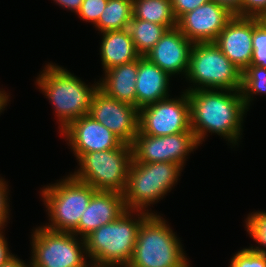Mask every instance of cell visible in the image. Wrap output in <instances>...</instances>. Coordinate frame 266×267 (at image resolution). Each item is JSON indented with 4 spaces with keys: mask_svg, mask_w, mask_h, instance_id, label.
<instances>
[{
    "mask_svg": "<svg viewBox=\"0 0 266 267\" xmlns=\"http://www.w3.org/2000/svg\"><path fill=\"white\" fill-rule=\"evenodd\" d=\"M187 95L191 130L199 145L208 132L226 138L233 146L238 144L243 118L248 111L240 90L200 89L187 91Z\"/></svg>",
    "mask_w": 266,
    "mask_h": 267,
    "instance_id": "6da1fadb",
    "label": "cell"
},
{
    "mask_svg": "<svg viewBox=\"0 0 266 267\" xmlns=\"http://www.w3.org/2000/svg\"><path fill=\"white\" fill-rule=\"evenodd\" d=\"M185 79L194 85L186 92L200 89L241 90L242 87V71L214 42L193 44Z\"/></svg>",
    "mask_w": 266,
    "mask_h": 267,
    "instance_id": "52a82bcc",
    "label": "cell"
},
{
    "mask_svg": "<svg viewBox=\"0 0 266 267\" xmlns=\"http://www.w3.org/2000/svg\"><path fill=\"white\" fill-rule=\"evenodd\" d=\"M262 19L266 22V15Z\"/></svg>",
    "mask_w": 266,
    "mask_h": 267,
    "instance_id": "8d00e7d4",
    "label": "cell"
},
{
    "mask_svg": "<svg viewBox=\"0 0 266 267\" xmlns=\"http://www.w3.org/2000/svg\"><path fill=\"white\" fill-rule=\"evenodd\" d=\"M138 59L105 71L98 83V88L106 95L133 106H136V77Z\"/></svg>",
    "mask_w": 266,
    "mask_h": 267,
    "instance_id": "d6986e66",
    "label": "cell"
},
{
    "mask_svg": "<svg viewBox=\"0 0 266 267\" xmlns=\"http://www.w3.org/2000/svg\"><path fill=\"white\" fill-rule=\"evenodd\" d=\"M8 93L5 92V90H0V113L4 110L5 106H7V103L9 101Z\"/></svg>",
    "mask_w": 266,
    "mask_h": 267,
    "instance_id": "d590c367",
    "label": "cell"
},
{
    "mask_svg": "<svg viewBox=\"0 0 266 267\" xmlns=\"http://www.w3.org/2000/svg\"><path fill=\"white\" fill-rule=\"evenodd\" d=\"M229 267H266V254L243 248L232 256Z\"/></svg>",
    "mask_w": 266,
    "mask_h": 267,
    "instance_id": "4316f807",
    "label": "cell"
},
{
    "mask_svg": "<svg viewBox=\"0 0 266 267\" xmlns=\"http://www.w3.org/2000/svg\"><path fill=\"white\" fill-rule=\"evenodd\" d=\"M61 132L78 160L83 154L118 148L123 142L89 114L70 122Z\"/></svg>",
    "mask_w": 266,
    "mask_h": 267,
    "instance_id": "4fadbf2b",
    "label": "cell"
},
{
    "mask_svg": "<svg viewBox=\"0 0 266 267\" xmlns=\"http://www.w3.org/2000/svg\"><path fill=\"white\" fill-rule=\"evenodd\" d=\"M7 183L0 178V232L6 226V222L9 219V203H8V192ZM8 218V219H7Z\"/></svg>",
    "mask_w": 266,
    "mask_h": 267,
    "instance_id": "4dcf8cb0",
    "label": "cell"
},
{
    "mask_svg": "<svg viewBox=\"0 0 266 267\" xmlns=\"http://www.w3.org/2000/svg\"><path fill=\"white\" fill-rule=\"evenodd\" d=\"M89 115L123 143L131 145L138 134L139 109L106 95L99 88L93 94Z\"/></svg>",
    "mask_w": 266,
    "mask_h": 267,
    "instance_id": "7c38bea8",
    "label": "cell"
},
{
    "mask_svg": "<svg viewBox=\"0 0 266 267\" xmlns=\"http://www.w3.org/2000/svg\"><path fill=\"white\" fill-rule=\"evenodd\" d=\"M133 17L166 26L177 27L171 0H133Z\"/></svg>",
    "mask_w": 266,
    "mask_h": 267,
    "instance_id": "44dd1931",
    "label": "cell"
},
{
    "mask_svg": "<svg viewBox=\"0 0 266 267\" xmlns=\"http://www.w3.org/2000/svg\"><path fill=\"white\" fill-rule=\"evenodd\" d=\"M240 91L244 104L249 109L253 95L266 94V68L250 64L242 72V87Z\"/></svg>",
    "mask_w": 266,
    "mask_h": 267,
    "instance_id": "cb8c5ba5",
    "label": "cell"
},
{
    "mask_svg": "<svg viewBox=\"0 0 266 267\" xmlns=\"http://www.w3.org/2000/svg\"><path fill=\"white\" fill-rule=\"evenodd\" d=\"M163 217L150 214L140 225L127 267H190V262Z\"/></svg>",
    "mask_w": 266,
    "mask_h": 267,
    "instance_id": "277c9868",
    "label": "cell"
},
{
    "mask_svg": "<svg viewBox=\"0 0 266 267\" xmlns=\"http://www.w3.org/2000/svg\"><path fill=\"white\" fill-rule=\"evenodd\" d=\"M133 0H108L98 22L94 25L99 31L124 30L133 17Z\"/></svg>",
    "mask_w": 266,
    "mask_h": 267,
    "instance_id": "7402d4cb",
    "label": "cell"
},
{
    "mask_svg": "<svg viewBox=\"0 0 266 267\" xmlns=\"http://www.w3.org/2000/svg\"><path fill=\"white\" fill-rule=\"evenodd\" d=\"M253 17L234 16L214 43L242 72L251 64Z\"/></svg>",
    "mask_w": 266,
    "mask_h": 267,
    "instance_id": "2e32d148",
    "label": "cell"
},
{
    "mask_svg": "<svg viewBox=\"0 0 266 267\" xmlns=\"http://www.w3.org/2000/svg\"><path fill=\"white\" fill-rule=\"evenodd\" d=\"M132 159V146L122 143L118 148L83 154L72 175L98 191L124 194Z\"/></svg>",
    "mask_w": 266,
    "mask_h": 267,
    "instance_id": "ba28073f",
    "label": "cell"
},
{
    "mask_svg": "<svg viewBox=\"0 0 266 267\" xmlns=\"http://www.w3.org/2000/svg\"><path fill=\"white\" fill-rule=\"evenodd\" d=\"M234 16L213 1L184 14L177 28L193 43L214 42Z\"/></svg>",
    "mask_w": 266,
    "mask_h": 267,
    "instance_id": "5bb4252c",
    "label": "cell"
},
{
    "mask_svg": "<svg viewBox=\"0 0 266 267\" xmlns=\"http://www.w3.org/2000/svg\"><path fill=\"white\" fill-rule=\"evenodd\" d=\"M107 2L108 0H83L77 14L83 21L93 22L92 24L95 25L98 22Z\"/></svg>",
    "mask_w": 266,
    "mask_h": 267,
    "instance_id": "83f0119b",
    "label": "cell"
},
{
    "mask_svg": "<svg viewBox=\"0 0 266 267\" xmlns=\"http://www.w3.org/2000/svg\"><path fill=\"white\" fill-rule=\"evenodd\" d=\"M127 29L140 56H145L168 30L164 25L136 18H132Z\"/></svg>",
    "mask_w": 266,
    "mask_h": 267,
    "instance_id": "603a6c76",
    "label": "cell"
},
{
    "mask_svg": "<svg viewBox=\"0 0 266 267\" xmlns=\"http://www.w3.org/2000/svg\"><path fill=\"white\" fill-rule=\"evenodd\" d=\"M246 222L247 232L260 246H250L253 251L266 254V212L258 211L248 215ZM264 248H263V247Z\"/></svg>",
    "mask_w": 266,
    "mask_h": 267,
    "instance_id": "484cf974",
    "label": "cell"
},
{
    "mask_svg": "<svg viewBox=\"0 0 266 267\" xmlns=\"http://www.w3.org/2000/svg\"><path fill=\"white\" fill-rule=\"evenodd\" d=\"M253 54L251 64L266 68V22L253 17Z\"/></svg>",
    "mask_w": 266,
    "mask_h": 267,
    "instance_id": "d4e9b609",
    "label": "cell"
},
{
    "mask_svg": "<svg viewBox=\"0 0 266 267\" xmlns=\"http://www.w3.org/2000/svg\"><path fill=\"white\" fill-rule=\"evenodd\" d=\"M177 99L165 98L139 109L138 130L150 136H166L191 130L187 92Z\"/></svg>",
    "mask_w": 266,
    "mask_h": 267,
    "instance_id": "30bf717a",
    "label": "cell"
},
{
    "mask_svg": "<svg viewBox=\"0 0 266 267\" xmlns=\"http://www.w3.org/2000/svg\"><path fill=\"white\" fill-rule=\"evenodd\" d=\"M14 255L9 252L7 240L4 237L3 231L0 232V266L6 263Z\"/></svg>",
    "mask_w": 266,
    "mask_h": 267,
    "instance_id": "d6a6232c",
    "label": "cell"
},
{
    "mask_svg": "<svg viewBox=\"0 0 266 267\" xmlns=\"http://www.w3.org/2000/svg\"><path fill=\"white\" fill-rule=\"evenodd\" d=\"M91 185L78 180L72 174L58 183L42 189V200L49 215L48 225L44 227L58 232H73L85 212L94 192Z\"/></svg>",
    "mask_w": 266,
    "mask_h": 267,
    "instance_id": "8992f818",
    "label": "cell"
},
{
    "mask_svg": "<svg viewBox=\"0 0 266 267\" xmlns=\"http://www.w3.org/2000/svg\"><path fill=\"white\" fill-rule=\"evenodd\" d=\"M136 218L133 219V214ZM153 212L126 210L111 223L100 226L85 239L86 256L97 267H127L133 256L137 233L142 222ZM132 215V216H131Z\"/></svg>",
    "mask_w": 266,
    "mask_h": 267,
    "instance_id": "7a4b0ae2",
    "label": "cell"
},
{
    "mask_svg": "<svg viewBox=\"0 0 266 267\" xmlns=\"http://www.w3.org/2000/svg\"><path fill=\"white\" fill-rule=\"evenodd\" d=\"M220 7L226 9L233 16L241 17V3L242 0H211Z\"/></svg>",
    "mask_w": 266,
    "mask_h": 267,
    "instance_id": "1f68e13d",
    "label": "cell"
},
{
    "mask_svg": "<svg viewBox=\"0 0 266 267\" xmlns=\"http://www.w3.org/2000/svg\"><path fill=\"white\" fill-rule=\"evenodd\" d=\"M131 146L135 162H171L184 167L186 156L197 149L199 144L193 131L157 137L145 135L138 130Z\"/></svg>",
    "mask_w": 266,
    "mask_h": 267,
    "instance_id": "8fae6325",
    "label": "cell"
},
{
    "mask_svg": "<svg viewBox=\"0 0 266 267\" xmlns=\"http://www.w3.org/2000/svg\"><path fill=\"white\" fill-rule=\"evenodd\" d=\"M125 211L123 194L96 190L72 233L85 238L100 226L116 221Z\"/></svg>",
    "mask_w": 266,
    "mask_h": 267,
    "instance_id": "e0dca14e",
    "label": "cell"
},
{
    "mask_svg": "<svg viewBox=\"0 0 266 267\" xmlns=\"http://www.w3.org/2000/svg\"><path fill=\"white\" fill-rule=\"evenodd\" d=\"M177 27L168 29L155 46L145 55L170 76L187 75L193 46Z\"/></svg>",
    "mask_w": 266,
    "mask_h": 267,
    "instance_id": "9a60e30c",
    "label": "cell"
},
{
    "mask_svg": "<svg viewBox=\"0 0 266 267\" xmlns=\"http://www.w3.org/2000/svg\"><path fill=\"white\" fill-rule=\"evenodd\" d=\"M211 0H171L173 13L177 21L186 13L206 4Z\"/></svg>",
    "mask_w": 266,
    "mask_h": 267,
    "instance_id": "f546056e",
    "label": "cell"
},
{
    "mask_svg": "<svg viewBox=\"0 0 266 267\" xmlns=\"http://www.w3.org/2000/svg\"><path fill=\"white\" fill-rule=\"evenodd\" d=\"M100 56L103 71L137 60V53L128 29L102 32Z\"/></svg>",
    "mask_w": 266,
    "mask_h": 267,
    "instance_id": "ffe728a7",
    "label": "cell"
},
{
    "mask_svg": "<svg viewBox=\"0 0 266 267\" xmlns=\"http://www.w3.org/2000/svg\"><path fill=\"white\" fill-rule=\"evenodd\" d=\"M183 167L171 162L139 163L132 159L124 196L126 210L148 211L176 184ZM145 209V210H144Z\"/></svg>",
    "mask_w": 266,
    "mask_h": 267,
    "instance_id": "5b68a950",
    "label": "cell"
},
{
    "mask_svg": "<svg viewBox=\"0 0 266 267\" xmlns=\"http://www.w3.org/2000/svg\"><path fill=\"white\" fill-rule=\"evenodd\" d=\"M56 4L76 13L79 11L83 0H53Z\"/></svg>",
    "mask_w": 266,
    "mask_h": 267,
    "instance_id": "836d02e7",
    "label": "cell"
},
{
    "mask_svg": "<svg viewBox=\"0 0 266 267\" xmlns=\"http://www.w3.org/2000/svg\"><path fill=\"white\" fill-rule=\"evenodd\" d=\"M170 75L147 57L138 58L136 107L138 109L168 98Z\"/></svg>",
    "mask_w": 266,
    "mask_h": 267,
    "instance_id": "ac0fdd59",
    "label": "cell"
},
{
    "mask_svg": "<svg viewBox=\"0 0 266 267\" xmlns=\"http://www.w3.org/2000/svg\"><path fill=\"white\" fill-rule=\"evenodd\" d=\"M36 85L51 101L62 131L70 122L89 114L98 82L86 85L67 69L48 63L36 79Z\"/></svg>",
    "mask_w": 266,
    "mask_h": 267,
    "instance_id": "3957f363",
    "label": "cell"
},
{
    "mask_svg": "<svg viewBox=\"0 0 266 267\" xmlns=\"http://www.w3.org/2000/svg\"><path fill=\"white\" fill-rule=\"evenodd\" d=\"M266 15V0H242L241 17L263 18Z\"/></svg>",
    "mask_w": 266,
    "mask_h": 267,
    "instance_id": "f1b7e54d",
    "label": "cell"
},
{
    "mask_svg": "<svg viewBox=\"0 0 266 267\" xmlns=\"http://www.w3.org/2000/svg\"><path fill=\"white\" fill-rule=\"evenodd\" d=\"M71 232L52 231L44 226L32 234L30 267H88L85 239ZM81 241V242H80Z\"/></svg>",
    "mask_w": 266,
    "mask_h": 267,
    "instance_id": "9c48e42d",
    "label": "cell"
},
{
    "mask_svg": "<svg viewBox=\"0 0 266 267\" xmlns=\"http://www.w3.org/2000/svg\"><path fill=\"white\" fill-rule=\"evenodd\" d=\"M0 267H30L24 263V261L16 258L14 255L11 259H9L6 263L2 264Z\"/></svg>",
    "mask_w": 266,
    "mask_h": 267,
    "instance_id": "e575fe53",
    "label": "cell"
}]
</instances>
